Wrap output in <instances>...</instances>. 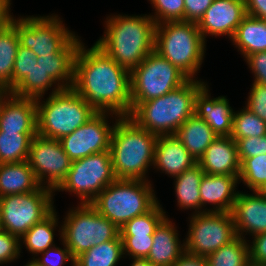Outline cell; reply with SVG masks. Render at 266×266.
Listing matches in <instances>:
<instances>
[{"label":"cell","mask_w":266,"mask_h":266,"mask_svg":"<svg viewBox=\"0 0 266 266\" xmlns=\"http://www.w3.org/2000/svg\"><path fill=\"white\" fill-rule=\"evenodd\" d=\"M253 241L248 244L249 261L266 265V232L252 236Z\"/></svg>","instance_id":"7dc6e473"},{"label":"cell","mask_w":266,"mask_h":266,"mask_svg":"<svg viewBox=\"0 0 266 266\" xmlns=\"http://www.w3.org/2000/svg\"><path fill=\"white\" fill-rule=\"evenodd\" d=\"M175 136L196 161L200 159L209 145L218 138L211 127L196 114L190 116L180 126Z\"/></svg>","instance_id":"484cf974"},{"label":"cell","mask_w":266,"mask_h":266,"mask_svg":"<svg viewBox=\"0 0 266 266\" xmlns=\"http://www.w3.org/2000/svg\"><path fill=\"white\" fill-rule=\"evenodd\" d=\"M245 107L266 122V85L253 82Z\"/></svg>","instance_id":"ee69618b"},{"label":"cell","mask_w":266,"mask_h":266,"mask_svg":"<svg viewBox=\"0 0 266 266\" xmlns=\"http://www.w3.org/2000/svg\"><path fill=\"white\" fill-rule=\"evenodd\" d=\"M116 179L111 153L104 151L72 161L66 179L54 192L74 193L79 204H91Z\"/></svg>","instance_id":"8fae6325"},{"label":"cell","mask_w":266,"mask_h":266,"mask_svg":"<svg viewBox=\"0 0 266 266\" xmlns=\"http://www.w3.org/2000/svg\"><path fill=\"white\" fill-rule=\"evenodd\" d=\"M231 41L244 58L250 54L266 51V20L246 15Z\"/></svg>","instance_id":"4316f807"},{"label":"cell","mask_w":266,"mask_h":266,"mask_svg":"<svg viewBox=\"0 0 266 266\" xmlns=\"http://www.w3.org/2000/svg\"><path fill=\"white\" fill-rule=\"evenodd\" d=\"M78 48L74 62L72 88L96 112L118 116L131 113L130 71L118 65L95 43Z\"/></svg>","instance_id":"6da1fadb"},{"label":"cell","mask_w":266,"mask_h":266,"mask_svg":"<svg viewBox=\"0 0 266 266\" xmlns=\"http://www.w3.org/2000/svg\"><path fill=\"white\" fill-rule=\"evenodd\" d=\"M204 171L198 163L175 176V196L181 209H193L194 214L201 213L200 182Z\"/></svg>","instance_id":"83f0119b"},{"label":"cell","mask_w":266,"mask_h":266,"mask_svg":"<svg viewBox=\"0 0 266 266\" xmlns=\"http://www.w3.org/2000/svg\"><path fill=\"white\" fill-rule=\"evenodd\" d=\"M155 9L150 17L156 24L169 21H184V0H149Z\"/></svg>","instance_id":"74e56055"},{"label":"cell","mask_w":266,"mask_h":266,"mask_svg":"<svg viewBox=\"0 0 266 266\" xmlns=\"http://www.w3.org/2000/svg\"><path fill=\"white\" fill-rule=\"evenodd\" d=\"M230 213L237 236L245 239V235L266 232V197L258 191L253 194L239 192Z\"/></svg>","instance_id":"e0dca14e"},{"label":"cell","mask_w":266,"mask_h":266,"mask_svg":"<svg viewBox=\"0 0 266 266\" xmlns=\"http://www.w3.org/2000/svg\"><path fill=\"white\" fill-rule=\"evenodd\" d=\"M261 195L266 197V183L264 186L258 191Z\"/></svg>","instance_id":"db71d44e"},{"label":"cell","mask_w":266,"mask_h":266,"mask_svg":"<svg viewBox=\"0 0 266 266\" xmlns=\"http://www.w3.org/2000/svg\"><path fill=\"white\" fill-rule=\"evenodd\" d=\"M18 47L17 30L9 23L0 31V84L7 92L13 90V68Z\"/></svg>","instance_id":"f1b7e54d"},{"label":"cell","mask_w":266,"mask_h":266,"mask_svg":"<svg viewBox=\"0 0 266 266\" xmlns=\"http://www.w3.org/2000/svg\"><path fill=\"white\" fill-rule=\"evenodd\" d=\"M172 266H208L206 257L184 252Z\"/></svg>","instance_id":"681fc988"},{"label":"cell","mask_w":266,"mask_h":266,"mask_svg":"<svg viewBox=\"0 0 266 266\" xmlns=\"http://www.w3.org/2000/svg\"><path fill=\"white\" fill-rule=\"evenodd\" d=\"M123 254L131 258H147L153 243V235L121 236Z\"/></svg>","instance_id":"ab89813d"},{"label":"cell","mask_w":266,"mask_h":266,"mask_svg":"<svg viewBox=\"0 0 266 266\" xmlns=\"http://www.w3.org/2000/svg\"><path fill=\"white\" fill-rule=\"evenodd\" d=\"M11 4V0H0V31L11 22Z\"/></svg>","instance_id":"f907efd6"},{"label":"cell","mask_w":266,"mask_h":266,"mask_svg":"<svg viewBox=\"0 0 266 266\" xmlns=\"http://www.w3.org/2000/svg\"><path fill=\"white\" fill-rule=\"evenodd\" d=\"M206 84L197 78L188 79L166 95L141 102L129 117L157 136L175 135L180 126L195 114L196 95Z\"/></svg>","instance_id":"277c9868"},{"label":"cell","mask_w":266,"mask_h":266,"mask_svg":"<svg viewBox=\"0 0 266 266\" xmlns=\"http://www.w3.org/2000/svg\"><path fill=\"white\" fill-rule=\"evenodd\" d=\"M244 60L254 75V82L266 85V51L250 54Z\"/></svg>","instance_id":"f6af8a7d"},{"label":"cell","mask_w":266,"mask_h":266,"mask_svg":"<svg viewBox=\"0 0 266 266\" xmlns=\"http://www.w3.org/2000/svg\"><path fill=\"white\" fill-rule=\"evenodd\" d=\"M41 187L28 161L0 164V197L30 193Z\"/></svg>","instance_id":"d4e9b609"},{"label":"cell","mask_w":266,"mask_h":266,"mask_svg":"<svg viewBox=\"0 0 266 266\" xmlns=\"http://www.w3.org/2000/svg\"><path fill=\"white\" fill-rule=\"evenodd\" d=\"M158 202L150 181L116 179L91 205L120 229L129 220L150 211Z\"/></svg>","instance_id":"8992f818"},{"label":"cell","mask_w":266,"mask_h":266,"mask_svg":"<svg viewBox=\"0 0 266 266\" xmlns=\"http://www.w3.org/2000/svg\"><path fill=\"white\" fill-rule=\"evenodd\" d=\"M108 115L113 113L97 112L84 125L60 139L61 145L69 158L74 161L95 153L110 151L111 134L114 124L108 123Z\"/></svg>","instance_id":"9a60e30c"},{"label":"cell","mask_w":266,"mask_h":266,"mask_svg":"<svg viewBox=\"0 0 266 266\" xmlns=\"http://www.w3.org/2000/svg\"><path fill=\"white\" fill-rule=\"evenodd\" d=\"M206 84L196 95L195 114L202 118L218 136H230L234 110L226 96L211 98Z\"/></svg>","instance_id":"44dd1931"},{"label":"cell","mask_w":266,"mask_h":266,"mask_svg":"<svg viewBox=\"0 0 266 266\" xmlns=\"http://www.w3.org/2000/svg\"><path fill=\"white\" fill-rule=\"evenodd\" d=\"M27 161L40 185L53 191L66 179L72 163L60 140L39 135L31 141Z\"/></svg>","instance_id":"5bb4252c"},{"label":"cell","mask_w":266,"mask_h":266,"mask_svg":"<svg viewBox=\"0 0 266 266\" xmlns=\"http://www.w3.org/2000/svg\"><path fill=\"white\" fill-rule=\"evenodd\" d=\"M64 219L59 228V238L74 259L92 246L108 242L120 234V229L100 215L91 204H78L74 209L72 207Z\"/></svg>","instance_id":"ba28073f"},{"label":"cell","mask_w":266,"mask_h":266,"mask_svg":"<svg viewBox=\"0 0 266 266\" xmlns=\"http://www.w3.org/2000/svg\"><path fill=\"white\" fill-rule=\"evenodd\" d=\"M57 217L56 210L54 209L47 217L36 223L20 238V242L22 241L26 249L34 255L33 258L55 245L54 232L59 223Z\"/></svg>","instance_id":"4dcf8cb0"},{"label":"cell","mask_w":266,"mask_h":266,"mask_svg":"<svg viewBox=\"0 0 266 266\" xmlns=\"http://www.w3.org/2000/svg\"><path fill=\"white\" fill-rule=\"evenodd\" d=\"M191 217L184 241L189 254L207 257L237 237L230 212L193 213Z\"/></svg>","instance_id":"4fadbf2b"},{"label":"cell","mask_w":266,"mask_h":266,"mask_svg":"<svg viewBox=\"0 0 266 266\" xmlns=\"http://www.w3.org/2000/svg\"><path fill=\"white\" fill-rule=\"evenodd\" d=\"M206 42L197 23L169 21L156 24L155 51L188 79L195 80L205 57Z\"/></svg>","instance_id":"5b68a950"},{"label":"cell","mask_w":266,"mask_h":266,"mask_svg":"<svg viewBox=\"0 0 266 266\" xmlns=\"http://www.w3.org/2000/svg\"><path fill=\"white\" fill-rule=\"evenodd\" d=\"M131 266H153L146 258H132Z\"/></svg>","instance_id":"816d5d0a"},{"label":"cell","mask_w":266,"mask_h":266,"mask_svg":"<svg viewBox=\"0 0 266 266\" xmlns=\"http://www.w3.org/2000/svg\"><path fill=\"white\" fill-rule=\"evenodd\" d=\"M51 15L17 19L13 16L11 19L10 23L17 30L19 45L31 49L37 57L55 55L75 36L58 15Z\"/></svg>","instance_id":"7c38bea8"},{"label":"cell","mask_w":266,"mask_h":266,"mask_svg":"<svg viewBox=\"0 0 266 266\" xmlns=\"http://www.w3.org/2000/svg\"><path fill=\"white\" fill-rule=\"evenodd\" d=\"M37 63L35 53L31 49L19 45L13 68V89L30 74Z\"/></svg>","instance_id":"f35d334b"},{"label":"cell","mask_w":266,"mask_h":266,"mask_svg":"<svg viewBox=\"0 0 266 266\" xmlns=\"http://www.w3.org/2000/svg\"><path fill=\"white\" fill-rule=\"evenodd\" d=\"M105 26L95 44L129 71L155 50L156 23L150 15H110Z\"/></svg>","instance_id":"7a4b0ae2"},{"label":"cell","mask_w":266,"mask_h":266,"mask_svg":"<svg viewBox=\"0 0 266 266\" xmlns=\"http://www.w3.org/2000/svg\"><path fill=\"white\" fill-rule=\"evenodd\" d=\"M114 118L110 153L116 178L148 181L146 173L149 166H153L158 136L139 126L129 116Z\"/></svg>","instance_id":"3957f363"},{"label":"cell","mask_w":266,"mask_h":266,"mask_svg":"<svg viewBox=\"0 0 266 266\" xmlns=\"http://www.w3.org/2000/svg\"><path fill=\"white\" fill-rule=\"evenodd\" d=\"M55 84V87H54ZM52 88V94L61 91L63 88L49 76L40 66L34 65L33 69L10 93L21 98H43L47 90Z\"/></svg>","instance_id":"1f68e13d"},{"label":"cell","mask_w":266,"mask_h":266,"mask_svg":"<svg viewBox=\"0 0 266 266\" xmlns=\"http://www.w3.org/2000/svg\"><path fill=\"white\" fill-rule=\"evenodd\" d=\"M246 15L266 20V0H245Z\"/></svg>","instance_id":"c3c4849f"},{"label":"cell","mask_w":266,"mask_h":266,"mask_svg":"<svg viewBox=\"0 0 266 266\" xmlns=\"http://www.w3.org/2000/svg\"><path fill=\"white\" fill-rule=\"evenodd\" d=\"M79 36H74L55 55L37 57V64L51 76L63 89L72 88L74 81V62L81 44Z\"/></svg>","instance_id":"cb8c5ba5"},{"label":"cell","mask_w":266,"mask_h":266,"mask_svg":"<svg viewBox=\"0 0 266 266\" xmlns=\"http://www.w3.org/2000/svg\"><path fill=\"white\" fill-rule=\"evenodd\" d=\"M0 131L37 133L36 99L21 98L8 92L0 100Z\"/></svg>","instance_id":"ac0fdd59"},{"label":"cell","mask_w":266,"mask_h":266,"mask_svg":"<svg viewBox=\"0 0 266 266\" xmlns=\"http://www.w3.org/2000/svg\"><path fill=\"white\" fill-rule=\"evenodd\" d=\"M234 140L237 143L240 162H242L245 158L266 154V135Z\"/></svg>","instance_id":"b9f144b4"},{"label":"cell","mask_w":266,"mask_h":266,"mask_svg":"<svg viewBox=\"0 0 266 266\" xmlns=\"http://www.w3.org/2000/svg\"><path fill=\"white\" fill-rule=\"evenodd\" d=\"M5 87L0 84V100L7 94Z\"/></svg>","instance_id":"f5cc1de1"},{"label":"cell","mask_w":266,"mask_h":266,"mask_svg":"<svg viewBox=\"0 0 266 266\" xmlns=\"http://www.w3.org/2000/svg\"><path fill=\"white\" fill-rule=\"evenodd\" d=\"M20 239L0 229V264L11 263L21 255Z\"/></svg>","instance_id":"7bdbcfd3"},{"label":"cell","mask_w":266,"mask_h":266,"mask_svg":"<svg viewBox=\"0 0 266 266\" xmlns=\"http://www.w3.org/2000/svg\"><path fill=\"white\" fill-rule=\"evenodd\" d=\"M62 244L64 247L63 249L54 245L44 252L39 253L37 258L32 259L40 266H63L67 261H70L71 265L74 266L75 259L71 255L70 250L67 248L63 240ZM39 255L42 257H39Z\"/></svg>","instance_id":"60d3db41"},{"label":"cell","mask_w":266,"mask_h":266,"mask_svg":"<svg viewBox=\"0 0 266 266\" xmlns=\"http://www.w3.org/2000/svg\"><path fill=\"white\" fill-rule=\"evenodd\" d=\"M247 266H266V265L265 264H256V263L249 262L247 264Z\"/></svg>","instance_id":"9f6ffc18"},{"label":"cell","mask_w":266,"mask_h":266,"mask_svg":"<svg viewBox=\"0 0 266 266\" xmlns=\"http://www.w3.org/2000/svg\"><path fill=\"white\" fill-rule=\"evenodd\" d=\"M188 78L155 50L130 71L131 111L183 85Z\"/></svg>","instance_id":"9c48e42d"},{"label":"cell","mask_w":266,"mask_h":266,"mask_svg":"<svg viewBox=\"0 0 266 266\" xmlns=\"http://www.w3.org/2000/svg\"><path fill=\"white\" fill-rule=\"evenodd\" d=\"M205 174L239 176L241 162L231 136L216 138L197 161Z\"/></svg>","instance_id":"d6986e66"},{"label":"cell","mask_w":266,"mask_h":266,"mask_svg":"<svg viewBox=\"0 0 266 266\" xmlns=\"http://www.w3.org/2000/svg\"><path fill=\"white\" fill-rule=\"evenodd\" d=\"M213 0H184V21L198 23Z\"/></svg>","instance_id":"bcb514c9"},{"label":"cell","mask_w":266,"mask_h":266,"mask_svg":"<svg viewBox=\"0 0 266 266\" xmlns=\"http://www.w3.org/2000/svg\"><path fill=\"white\" fill-rule=\"evenodd\" d=\"M239 183V176L204 174L200 182L201 213L231 212ZM209 203L214 207L204 208Z\"/></svg>","instance_id":"ffe728a7"},{"label":"cell","mask_w":266,"mask_h":266,"mask_svg":"<svg viewBox=\"0 0 266 266\" xmlns=\"http://www.w3.org/2000/svg\"><path fill=\"white\" fill-rule=\"evenodd\" d=\"M50 188L0 197V227L19 239L36 223L47 217L54 209Z\"/></svg>","instance_id":"30bf717a"},{"label":"cell","mask_w":266,"mask_h":266,"mask_svg":"<svg viewBox=\"0 0 266 266\" xmlns=\"http://www.w3.org/2000/svg\"><path fill=\"white\" fill-rule=\"evenodd\" d=\"M123 257V242L119 234L115 239L94 245L77 256L74 266H116Z\"/></svg>","instance_id":"f546056e"},{"label":"cell","mask_w":266,"mask_h":266,"mask_svg":"<svg viewBox=\"0 0 266 266\" xmlns=\"http://www.w3.org/2000/svg\"><path fill=\"white\" fill-rule=\"evenodd\" d=\"M266 135V122L246 107L234 111L231 137L242 139Z\"/></svg>","instance_id":"d590c367"},{"label":"cell","mask_w":266,"mask_h":266,"mask_svg":"<svg viewBox=\"0 0 266 266\" xmlns=\"http://www.w3.org/2000/svg\"><path fill=\"white\" fill-rule=\"evenodd\" d=\"M37 105V135L60 140L84 125L97 112L73 89L50 93L46 101Z\"/></svg>","instance_id":"52a82bcc"},{"label":"cell","mask_w":266,"mask_h":266,"mask_svg":"<svg viewBox=\"0 0 266 266\" xmlns=\"http://www.w3.org/2000/svg\"><path fill=\"white\" fill-rule=\"evenodd\" d=\"M166 212L158 202L150 211L136 216L120 228V236L153 235L156 227L166 217Z\"/></svg>","instance_id":"e575fe53"},{"label":"cell","mask_w":266,"mask_h":266,"mask_svg":"<svg viewBox=\"0 0 266 266\" xmlns=\"http://www.w3.org/2000/svg\"><path fill=\"white\" fill-rule=\"evenodd\" d=\"M36 135L37 133L0 131V164L26 161L31 141Z\"/></svg>","instance_id":"d6a6232c"},{"label":"cell","mask_w":266,"mask_h":266,"mask_svg":"<svg viewBox=\"0 0 266 266\" xmlns=\"http://www.w3.org/2000/svg\"><path fill=\"white\" fill-rule=\"evenodd\" d=\"M197 161L175 135H161L156 139L153 168L169 177L182 174Z\"/></svg>","instance_id":"7402d4cb"},{"label":"cell","mask_w":266,"mask_h":266,"mask_svg":"<svg viewBox=\"0 0 266 266\" xmlns=\"http://www.w3.org/2000/svg\"><path fill=\"white\" fill-rule=\"evenodd\" d=\"M253 191H259L266 183V154L245 158L241 162L239 181Z\"/></svg>","instance_id":"8d00e7d4"},{"label":"cell","mask_w":266,"mask_h":266,"mask_svg":"<svg viewBox=\"0 0 266 266\" xmlns=\"http://www.w3.org/2000/svg\"><path fill=\"white\" fill-rule=\"evenodd\" d=\"M175 224L166 216L156 227L147 260L153 266H172L185 252Z\"/></svg>","instance_id":"603a6c76"},{"label":"cell","mask_w":266,"mask_h":266,"mask_svg":"<svg viewBox=\"0 0 266 266\" xmlns=\"http://www.w3.org/2000/svg\"><path fill=\"white\" fill-rule=\"evenodd\" d=\"M248 240L237 236L206 257L208 266H247L249 261Z\"/></svg>","instance_id":"836d02e7"},{"label":"cell","mask_w":266,"mask_h":266,"mask_svg":"<svg viewBox=\"0 0 266 266\" xmlns=\"http://www.w3.org/2000/svg\"><path fill=\"white\" fill-rule=\"evenodd\" d=\"M25 266H40V265L36 261L30 260V262L28 261Z\"/></svg>","instance_id":"11a10c76"},{"label":"cell","mask_w":266,"mask_h":266,"mask_svg":"<svg viewBox=\"0 0 266 266\" xmlns=\"http://www.w3.org/2000/svg\"><path fill=\"white\" fill-rule=\"evenodd\" d=\"M245 16V0H213L197 26L205 42L208 35L232 39Z\"/></svg>","instance_id":"2e32d148"}]
</instances>
